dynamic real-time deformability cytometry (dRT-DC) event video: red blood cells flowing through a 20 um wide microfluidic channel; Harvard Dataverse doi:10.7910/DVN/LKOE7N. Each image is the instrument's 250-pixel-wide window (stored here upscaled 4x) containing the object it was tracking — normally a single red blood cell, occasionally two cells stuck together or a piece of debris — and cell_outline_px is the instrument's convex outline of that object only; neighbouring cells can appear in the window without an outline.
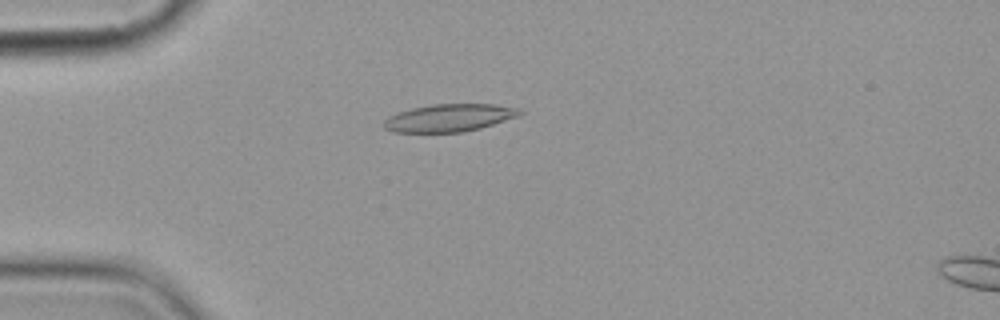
{"species": "common noctule bat (a hibernating species)", "species_latin": "Nyctalus noctula", "temperature_condition": "cold", "stored_images_in_passage": 5, "camera_frame_rate_fps": 3000, "um_per_image_px": 0.085, "animal": {"sex": "female", "body_mass_g": 19.9}, "frame": {"image": 1, "passage_image": 4, "time_ms": 3.333, "image_size_px": [1000, 320], "cell_outline_px": [[524, 112], [520, 116], [480, 128], [464, 132], [392, 132], [384, 128], [384, 120], [388, 116], [396, 112], [412, 108], [432, 104], [496, 104], [520, 108]], "centroid_in_image_um": [38.21, 10.01], "position_along_channel_um": 46.8, "area_um2": 22.08}}